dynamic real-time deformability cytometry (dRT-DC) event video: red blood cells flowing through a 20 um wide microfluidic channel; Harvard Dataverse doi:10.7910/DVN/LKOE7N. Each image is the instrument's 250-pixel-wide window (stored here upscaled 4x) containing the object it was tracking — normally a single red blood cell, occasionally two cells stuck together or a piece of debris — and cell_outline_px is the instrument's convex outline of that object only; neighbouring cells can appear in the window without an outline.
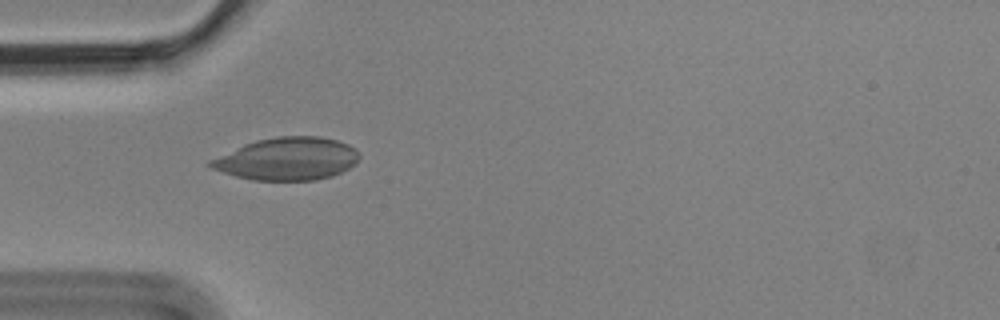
{"species": "Egyptian fruit bat (a non-hibernating species)", "species_latin": "Rousettus aegyptiacus", "temperature_condition": "cold", "stored_images_in_passage": 13, "camera_frame_rate_fps": 3000, "um_per_image_px": 0.085, "animal": {"sex": "male"}, "frame": {"image": 1, "passage_image": 3, "time_ms": 0.667, "image_size_px": [1000, 320], "cell_outline_px": [[360, 156], [356, 164], [332, 176], [316, 180], [252, 180], [236, 176], [212, 168], [208, 164], [208, 160], [244, 144], [256, 140], [276, 136], [320, 136], [336, 140], [348, 144], [356, 148], [360, 152]], "centroid_in_image_um": [24.44, 13.49], "position_along_channel_um": 60.6, "area_um2": 37.05}}
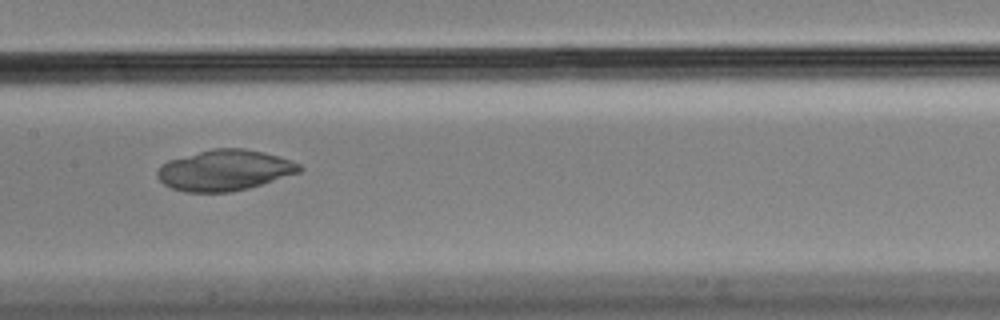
{"frame": {"image": 2, "passage_image": 6, "time_ms": 1.667, "image_size_px": [1000, 320], "cell_outline_px": [[304, 168], [300, 172], [248, 188], [232, 192], [184, 192], [172, 188], [164, 184], [156, 176], [156, 172], [168, 160], [212, 148], [244, 148], [264, 152], [292, 160], [300, 164]], "centroid_in_image_um": [19.11, 14.47], "position_along_channel_um": 188.3, "area_um2": 33.76}}
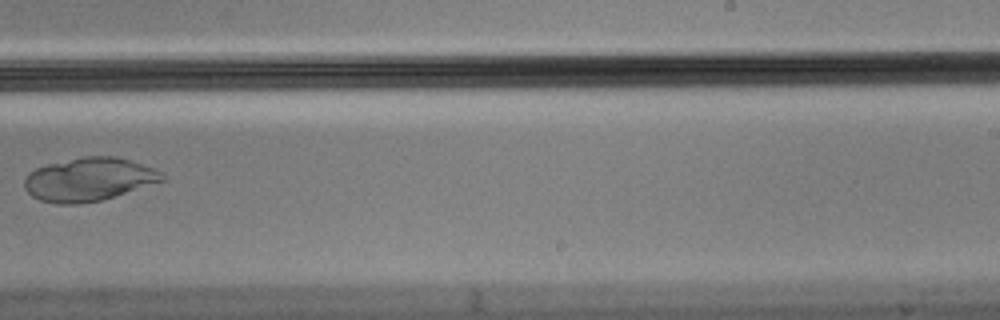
{"frame": {"image": 3, "passage_image": 8, "time_ms": 2.333, "image_size_px": [1000, 320], "cell_outline_px": [[168, 176], [164, 180], [100, 200], [80, 204], [56, 204], [40, 200], [32, 196], [24, 188], [24, 176], [28, 172], [36, 168], [48, 164], [84, 156], [116, 156], [132, 160], [152, 168]], "centroid_in_image_um": [7.52, 15.24], "position_along_channel_um": 281.5, "area_um2": 34.68}}